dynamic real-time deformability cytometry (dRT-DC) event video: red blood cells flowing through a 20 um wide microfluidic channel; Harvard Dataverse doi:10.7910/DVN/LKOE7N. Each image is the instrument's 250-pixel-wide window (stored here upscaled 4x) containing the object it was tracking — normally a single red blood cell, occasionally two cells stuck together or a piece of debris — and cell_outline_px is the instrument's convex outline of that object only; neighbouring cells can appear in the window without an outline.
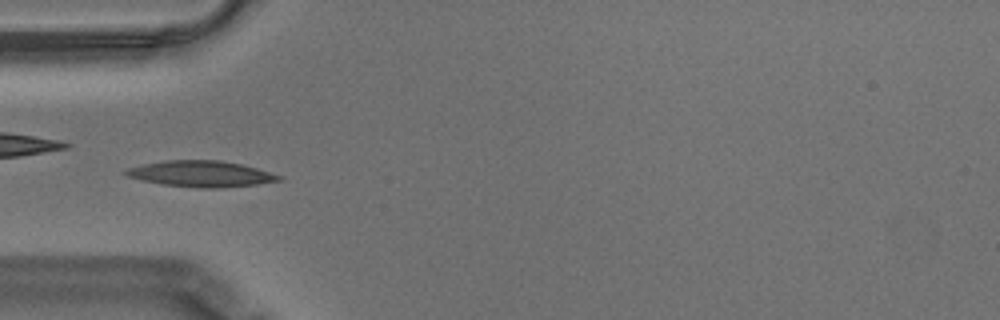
{"species": "Egyptian fruit bat (a non-hibernating species)", "species_latin": "Rousettus aegyptiacus", "temperature_condition": "warm", "stored_images_in_passage": 56, "camera_frame_rate_fps": 3000, "um_per_image_px": 0.085, "animal": {"sex": "male"}, "frame": {"image": 1, "passage_image": 17, "time_ms": 5.333, "image_size_px": [1000, 320], "cell_outline_px": [[284, 180], [256, 184], [216, 188], [200, 188], [164, 184], [140, 180], [128, 176], [120, 172], [128, 168], [144, 164], [164, 160], [220, 160], [240, 164], [256, 168], [284, 176]], "centroid_in_image_um": [17.09, 14.77], "position_along_channel_um": 67.9, "area_um2": 23.18}, "authors_computed_cell_mechanics": {"area_um2": 21.386, "velocity_mm_per_s": 3.4985, "shape_relaxation_time_tau1_ms": 3.825, "shape_relaxation_time_tau2_ms": 3.0361, "deformation_change_tau1": 0.1569, "deformation_change_tau2": 0.0962}}